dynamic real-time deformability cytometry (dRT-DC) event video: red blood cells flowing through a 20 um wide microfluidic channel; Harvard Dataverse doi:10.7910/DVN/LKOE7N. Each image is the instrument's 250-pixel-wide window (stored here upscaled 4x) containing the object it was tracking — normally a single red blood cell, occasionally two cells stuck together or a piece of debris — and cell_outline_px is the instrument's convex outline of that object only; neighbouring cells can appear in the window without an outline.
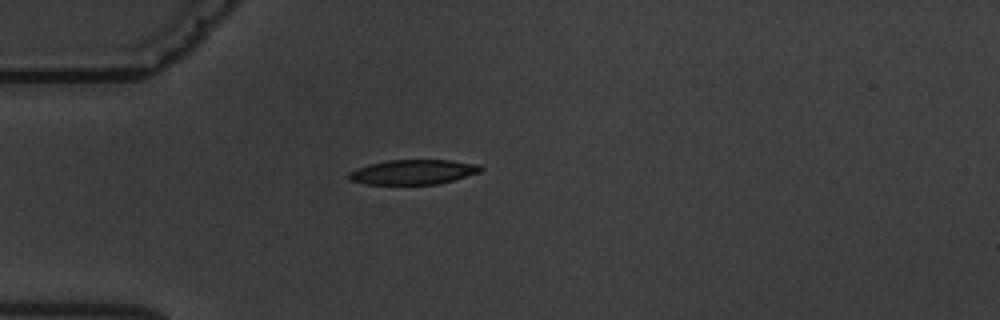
{"species": "common noctule bat (a hibernating species)", "species_latin": "Nyctalus noctula", "temperature_condition": "warm", "stored_images_in_passage": 1, "camera_frame_rate_fps": 3000, "um_per_image_px": 0.085, "animal": {"sex": "male", "body_mass_g": 19.5, "forearm_length_mm": 54.6}, "frame": {"image": 1, "passage_image": 1, "time_ms": 0.0, "image_size_px": [1000, 320], "cell_outline_px": [[484, 168], [480, 172], [452, 180], [436, 184], [368, 184], [348, 180], [348, 172], [356, 168], [368, 164], [388, 160], [452, 160], [480, 164]], "centroid_in_image_um": [35.11, 14.61], "position_along_channel_um": 49.9, "area_um2": 19.07}}